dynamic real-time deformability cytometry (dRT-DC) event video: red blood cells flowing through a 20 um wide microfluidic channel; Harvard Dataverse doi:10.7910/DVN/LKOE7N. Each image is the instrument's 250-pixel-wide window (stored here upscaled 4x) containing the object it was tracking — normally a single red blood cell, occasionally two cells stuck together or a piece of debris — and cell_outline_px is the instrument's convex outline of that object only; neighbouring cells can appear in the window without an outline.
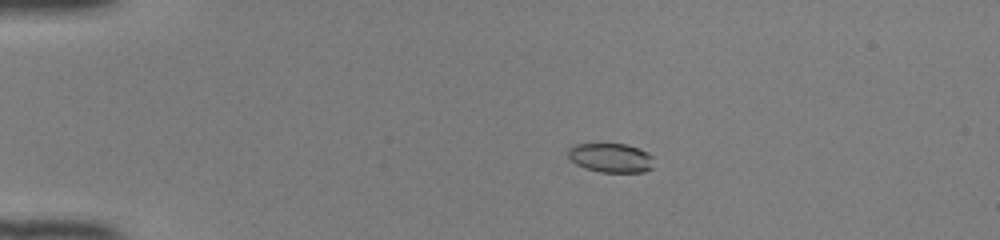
{"species": "common noctule bat (a hibernating species)", "species_latin": "Nyctalus noctula", "temperature_condition": "room temperature", "stored_images_in_passage": 32, "camera_frame_rate_fps": 3000, "um_per_image_px": 0.085, "animal": {"sex": "female", "body_mass_g": 22.0, "forearm_length_mm": 56.7}, "frame": {"image": 1, "passage_image": 8, "time_ms": 2.333, "image_size_px": [1000, 240], "cell_outline_px": [[652, 168], [644, 172], [600, 172], [584, 168], [576, 164], [568, 156], [568, 148], [576, 144], [628, 144], [648, 152], [652, 156]], "centroid_in_image_um": [51.92, 13.41], "position_along_channel_um": 33.1, "area_um2": 14.62}}
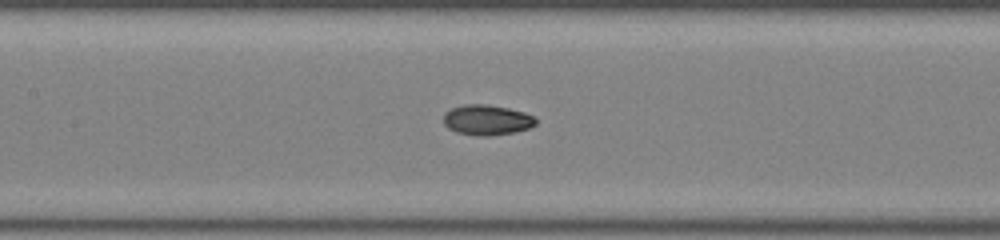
{"frame": {"image": 2, "passage_image": 22, "time_ms": 7.0, "image_size_px": [1000, 240], "cell_outline_px": [[536, 124], [528, 128], [516, 132], [488, 136], [476, 136], [456, 132], [448, 128], [444, 124], [444, 116], [452, 108], [464, 104], [484, 104], [508, 108], [524, 112], [532, 116], [536, 120]], "centroid_in_image_um": [41.38, 10.21], "position_along_channel_um": 166.0, "area_um2": 16.18}}
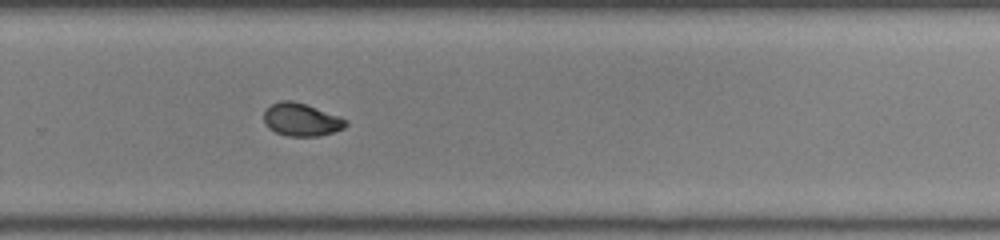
{"frame": {"image": 3, "passage_image": 32, "time_ms": 10.333, "image_size_px": [1000, 240], "cell_outline_px": [[348, 124], [344, 128], [320, 136], [288, 136], [276, 132], [268, 128], [264, 124], [264, 112], [272, 104], [280, 100], [292, 100], [340, 116], [348, 120]], "centroid_in_image_um": [25.62, 10.17], "position_along_channel_um": 304.2, "area_um2": 15.66}}